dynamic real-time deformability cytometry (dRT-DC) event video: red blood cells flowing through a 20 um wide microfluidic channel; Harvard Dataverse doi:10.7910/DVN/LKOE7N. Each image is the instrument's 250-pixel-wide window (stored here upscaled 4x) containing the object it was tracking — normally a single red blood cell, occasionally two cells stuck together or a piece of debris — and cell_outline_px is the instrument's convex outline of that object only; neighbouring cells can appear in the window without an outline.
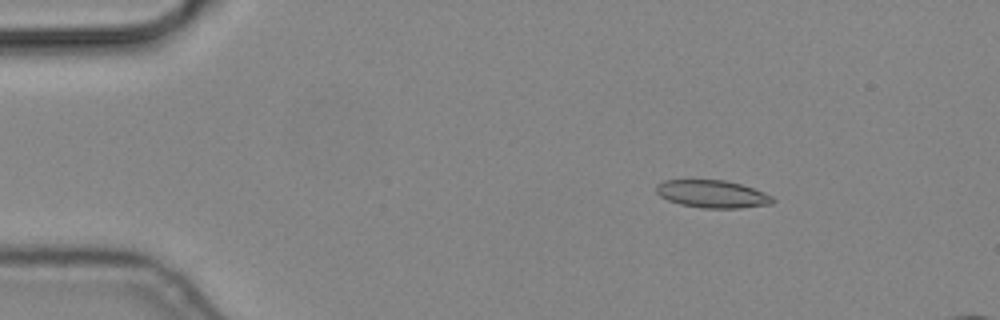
{"species": "common noctule bat (a hibernating species)", "species_latin": "Nyctalus noctula", "temperature_condition": "cold", "stored_images_in_passage": 56, "camera_frame_rate_fps": 3000, "um_per_image_px": 0.085, "animal": {"sex": "male", "body_mass_g": 19.2, "forearm_length_mm": 51.8}, "frame": {"image": 1, "passage_image": 9, "time_ms": 2.667, "image_size_px": [1000, 320], "cell_outline_px": [[776, 200], [772, 204], [740, 208], [700, 208], [680, 204], [668, 200], [660, 196], [656, 192], [656, 184], [664, 180], [724, 180], [740, 184], [764, 192], [772, 196]], "centroid_in_image_um": [60.55, 16.49], "position_along_channel_um": 24.5, "area_um2": 18.79}}
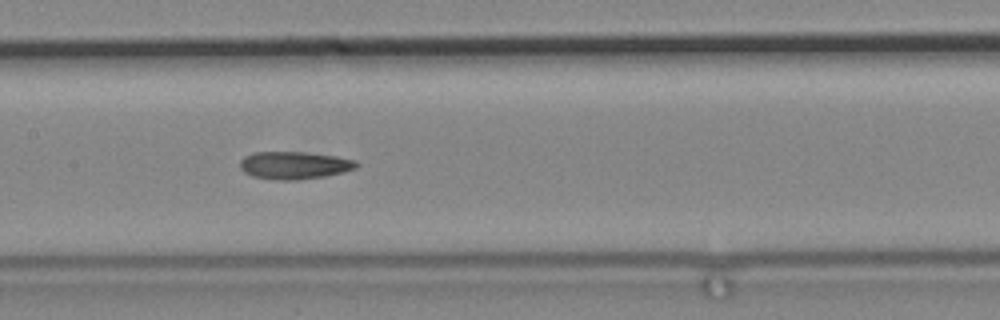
{"frame": {"image": 2, "passage_image": 28, "time_ms": 9.0, "image_size_px": [1000, 320], "cell_outline_px": [[360, 164], [356, 168], [344, 172], [324, 176], [296, 180], [272, 180], [252, 176], [244, 172], [240, 168], [240, 160], [244, 156], [252, 152], [304, 152], [336, 156], [356, 160]], "centroid_in_image_um": [25.01, 14.05], "position_along_channel_um": 182.4, "area_um2": 18.9}}
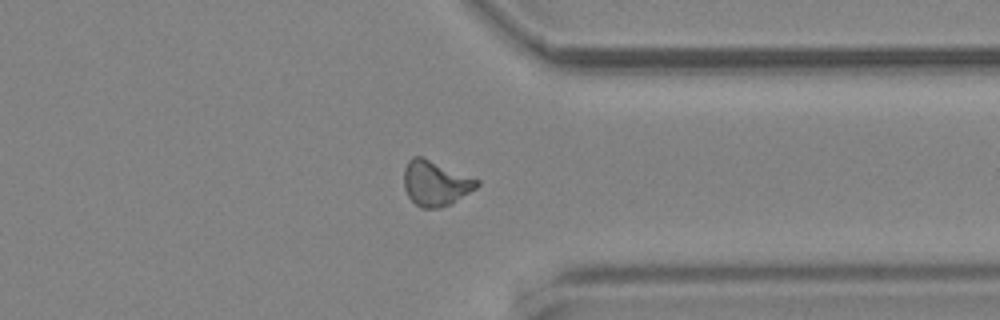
{"frame": {"image": 3, "passage_image": 44, "time_ms": 14.333, "image_size_px": [1000, 320], "cell_outline_px": [[480, 184], [476, 188], [452, 204], [440, 208], [420, 208], [408, 196], [404, 188], [404, 168], [408, 160], [412, 156], [420, 156], [480, 180]], "centroid_in_image_um": [37.01, 15.59], "position_along_channel_um": 374.4, "area_um2": 19.19}}